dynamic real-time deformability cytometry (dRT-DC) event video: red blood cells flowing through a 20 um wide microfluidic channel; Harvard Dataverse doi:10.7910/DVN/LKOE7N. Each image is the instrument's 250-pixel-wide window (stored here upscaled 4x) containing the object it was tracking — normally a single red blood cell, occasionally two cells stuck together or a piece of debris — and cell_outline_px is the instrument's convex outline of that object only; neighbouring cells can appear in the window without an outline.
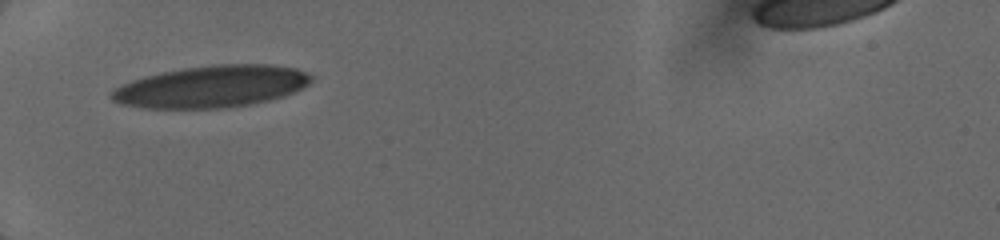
{"species": "human", "species_latin": "Homo sapiens", "temperature_condition": "cold", "stored_images_in_passage": 10, "camera_frame_rate_fps": 3000, "um_per_image_px": 0.085, "donor": {"sex": "female"}, "frame": {"image": 1, "passage_image": 1, "time_ms": 0.0, "image_size_px": [1000, 240], "cell_outline_px": [[312, 80], [308, 84], [296, 92], [272, 100], [252, 104], [228, 108], [144, 108], [120, 104], [112, 100], [108, 96], [108, 92], [112, 88], [120, 84], [144, 76], [184, 68], [216, 64], [268, 64], [296, 68], [312, 76]], "centroid_in_image_um": [17.95, 7.37], "position_along_channel_um": 67.1, "area_um2": 49.19}}
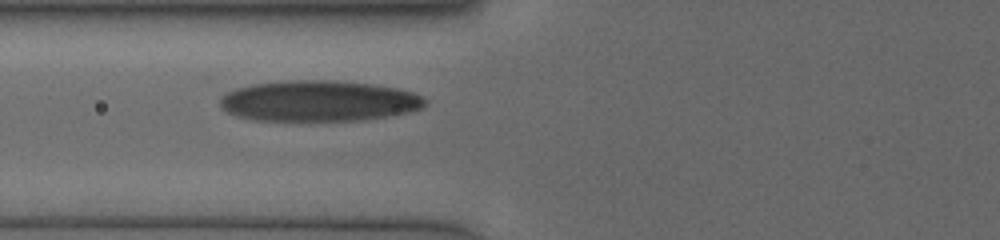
{"frame": {"image": 2, "passage_image": 9, "time_ms": 1.0, "image_size_px": [1000, 240], "cell_outline_px": [[428, 104], [420, 108], [408, 112], [360, 120], [252, 120], [236, 116], [228, 112], [220, 104], [220, 96], [236, 88], [252, 84], [288, 80], [332, 80], [368, 84], [396, 88], [412, 92], [428, 100]], "centroid_in_image_um": [27.06, 8.57], "position_along_channel_um": 98.7, "area_um2": 48.44}}